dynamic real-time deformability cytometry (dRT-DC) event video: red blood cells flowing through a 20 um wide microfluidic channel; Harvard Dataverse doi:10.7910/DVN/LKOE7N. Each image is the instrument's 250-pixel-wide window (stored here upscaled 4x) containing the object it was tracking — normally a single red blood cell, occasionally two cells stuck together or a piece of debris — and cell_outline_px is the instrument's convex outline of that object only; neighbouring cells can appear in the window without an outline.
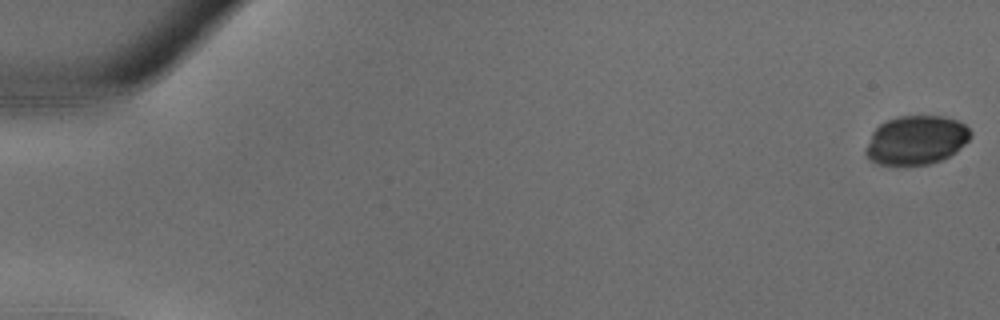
{"species": "common noctule bat (a hibernating species)", "species_latin": "Nyctalus noctula", "temperature_condition": "warm", "stored_images_in_passage": 14, "camera_frame_rate_fps": 3000, "um_per_image_px": 0.085, "animal": {"sex": "male", "body_mass_g": 18.8}, "frame": {"image": 1, "passage_image": 1, "time_ms": 0.0, "image_size_px": [1000, 320], "cell_outline_px": [[972, 136], [956, 152], [940, 160], [928, 164], [880, 164], [872, 160], [864, 152], [864, 148], [872, 132], [880, 124], [888, 120], [900, 116], [944, 116], [956, 120], [964, 124], [972, 132]], "centroid_in_image_um": [77.88, 11.89], "position_along_channel_um": 7.1, "area_um2": 29.65}}
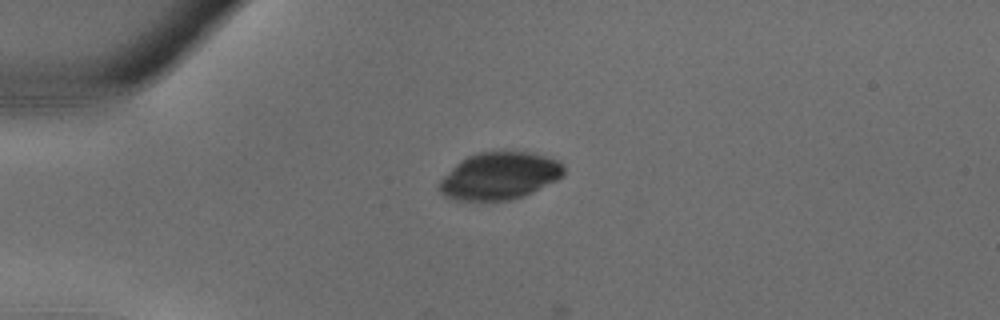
{"frame": {"image": 2, "passage_image": 10, "time_ms": 3.0, "image_size_px": [1000, 320], "cell_outline_px": [[564, 176], [524, 196], [508, 200], [456, 200], [444, 196], [436, 188], [440, 180], [456, 164], [468, 156], [480, 152], [528, 152], [560, 160], [564, 168]], "centroid_in_image_um": [42.45, 14.96], "position_along_channel_um": 42.5, "area_um2": 34.1}}